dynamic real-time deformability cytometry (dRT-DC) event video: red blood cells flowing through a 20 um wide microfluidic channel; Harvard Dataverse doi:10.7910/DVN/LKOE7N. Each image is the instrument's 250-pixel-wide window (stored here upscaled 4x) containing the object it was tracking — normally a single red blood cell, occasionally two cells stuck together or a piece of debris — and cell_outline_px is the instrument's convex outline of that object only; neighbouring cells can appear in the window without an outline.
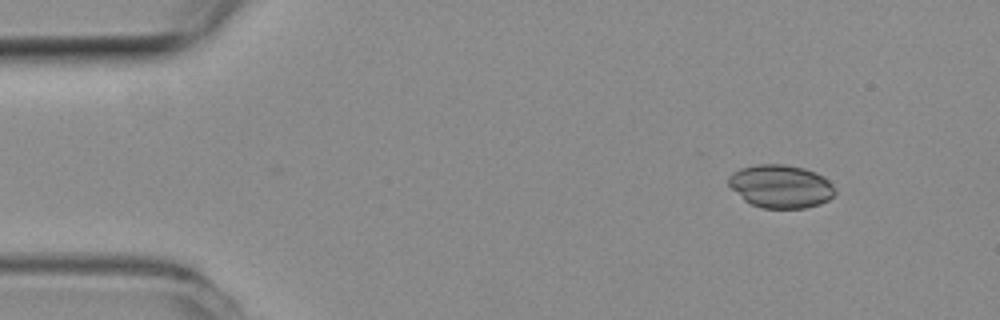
{"species": "common noctule bat (a hibernating species)", "species_latin": "Nyctalus noctula", "temperature_condition": "room temperature", "stored_images_in_passage": 48, "camera_frame_rate_fps": 3000, "um_per_image_px": 0.085, "animal": {"sex": "female", "body_mass_g": 19.3, "forearm_length_mm": 54.1}, "frame": {"image": 1, "passage_image": 1, "time_ms": 0.0, "image_size_px": [1000, 320], "cell_outline_px": [[836, 192], [828, 200], [820, 204], [804, 208], [760, 208], [744, 200], [728, 184], [728, 176], [732, 172], [740, 168], [756, 164], [784, 164], [804, 168], [816, 172], [824, 176], [832, 184]], "centroid_in_image_um": [66.36, 15.83], "position_along_channel_um": 18.6, "area_um2": 26.88}}
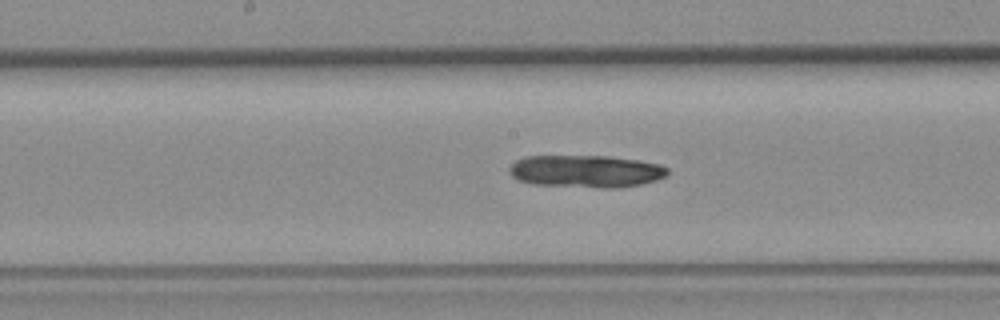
{"frame": {"image": 2, "passage_image": 22, "time_ms": 7.0, "image_size_px": [1000, 320], "cell_outline_px": [[668, 176], [656, 180], [640, 184], [620, 188], [608, 188], [532, 184], [516, 180], [508, 172], [508, 168], [516, 160], [524, 156], [608, 156], [640, 160], [660, 164], [668, 168]], "centroid_in_image_um": [49.8, 14.55], "position_along_channel_um": 198.4, "area_um2": 30.17}}
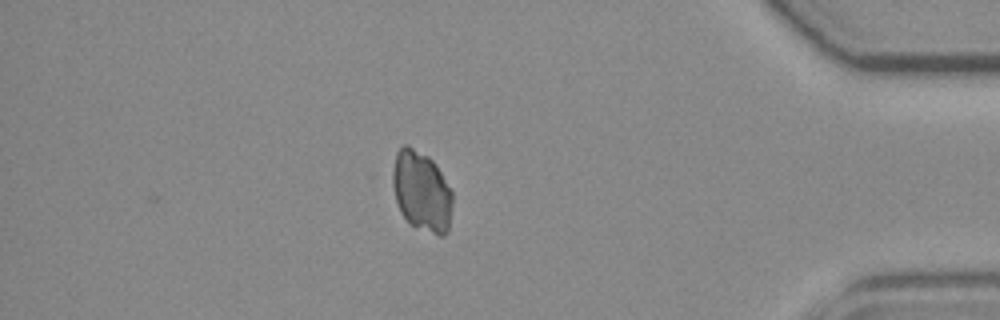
{"frame": {"image": 3, "passage_image": 41, "time_ms": 13.333, "image_size_px": [1000, 320], "cell_outline_px": [[452, 204], [448, 232], [444, 236], [440, 236], [412, 224], [400, 212], [396, 200], [392, 184], [392, 172], [396, 152], [404, 144], [408, 144], [428, 156], [436, 164], [452, 192]], "centroid_in_image_um": [35.83, 16.22], "position_along_channel_um": 399.4, "area_um2": 27.92}}